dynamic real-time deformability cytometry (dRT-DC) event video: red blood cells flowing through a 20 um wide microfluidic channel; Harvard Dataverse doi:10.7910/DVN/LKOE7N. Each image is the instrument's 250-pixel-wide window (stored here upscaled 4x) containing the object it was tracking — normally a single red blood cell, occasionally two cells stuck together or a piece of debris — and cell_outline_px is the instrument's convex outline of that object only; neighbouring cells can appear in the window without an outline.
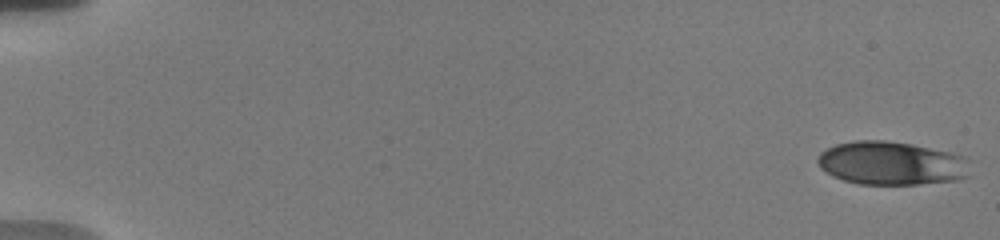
{"species": "human", "species_latin": "Homo sapiens", "temperature_condition": "warm", "stored_images_in_passage": 55, "camera_frame_rate_fps": 3000, "um_per_image_px": 0.085, "donor": {"sex": "male"}, "frame": {"image": 1, "passage_image": 1, "time_ms": 0.0, "image_size_px": [1000, 240], "cell_outline_px": [[972, 176], [956, 180], [920, 184], [860, 184], [844, 180], [832, 176], [820, 168], [816, 160], [820, 152], [836, 144], [856, 140], [884, 140], [912, 144], [968, 156]], "centroid_in_image_um": [75.82, 13.87], "position_along_channel_um": 9.2, "area_um2": 39.13}}
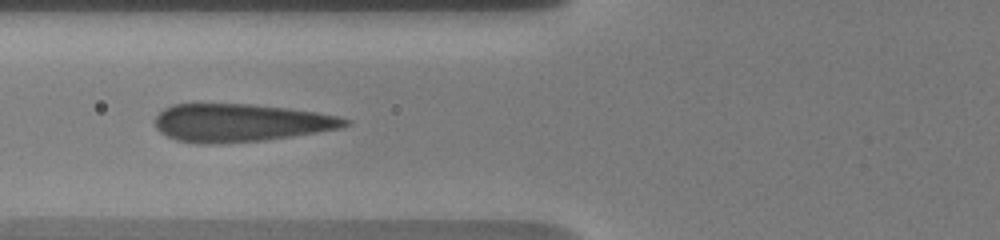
{"frame": {"image": 2, "passage_image": 23, "time_ms": 7.333, "image_size_px": [1000, 240], "cell_outline_px": [[352, 124], [340, 128], [292, 136], [264, 140], [220, 144], [196, 144], [176, 140], [160, 132], [156, 128], [156, 116], [164, 108], [172, 104], [252, 104], [288, 108], [316, 112], [336, 116], [352, 120]], "centroid_in_image_um": [20.44, 10.44], "position_along_channel_um": 105.4, "area_um2": 42.08}}
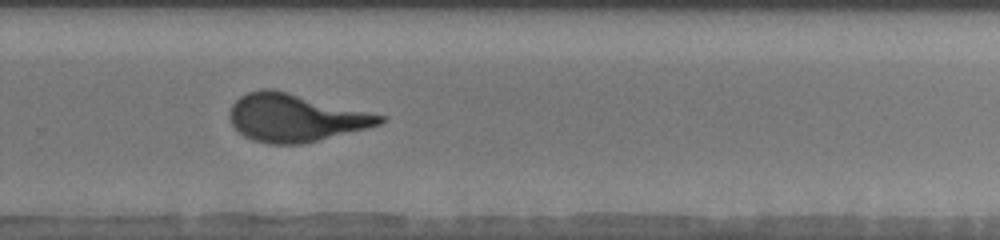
{"frame": {"image": 3, "passage_image": 39, "time_ms": 12.667, "image_size_px": [1000, 240], "cell_outline_px": [[388, 120], [380, 124], [368, 128], [300, 144], [268, 144], [252, 140], [244, 136], [232, 124], [228, 116], [228, 112], [232, 104], [240, 96], [248, 92], [260, 88], [272, 88], [388, 116]], "centroid_in_image_um": [25.1, 10.0], "position_along_channel_um": 304.7, "area_um2": 41.96}, "authors_computed_cell_mechanics": {"area_um2": 41.327, "velocity_mm_per_s": 3.7345, "shape_relaxation_time_tau1_ms": 5.1509, "shape_relaxation_time_tau2_ms": null, "deformation_change_tau1": 0.2125, "deformation_change_tau2": null}}